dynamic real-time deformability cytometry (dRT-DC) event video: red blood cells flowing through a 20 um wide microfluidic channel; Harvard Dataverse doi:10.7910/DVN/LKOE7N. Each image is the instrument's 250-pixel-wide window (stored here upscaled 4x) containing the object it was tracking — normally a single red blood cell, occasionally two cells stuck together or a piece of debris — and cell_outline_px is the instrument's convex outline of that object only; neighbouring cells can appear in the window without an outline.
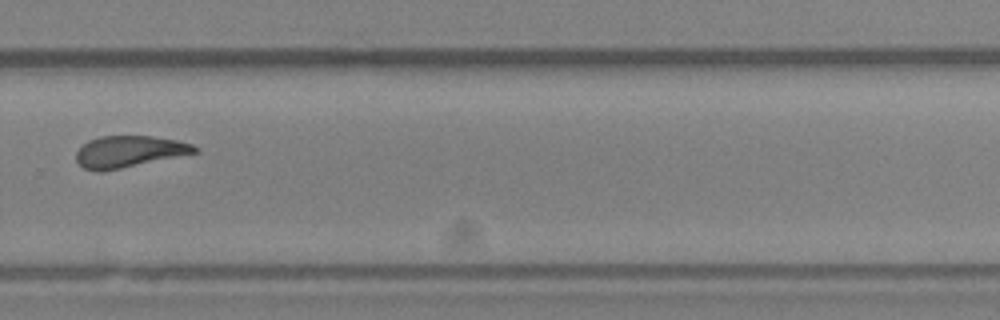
{"species": "Egyptian fruit bat (a non-hibernating species)", "species_latin": "Rousettus aegyptiacus", "temperature_condition": "room temperature", "stored_images_in_passage": 10, "camera_frame_rate_fps": 3000, "um_per_image_px": 0.085, "animal": {"sex": "female"}, "frame": {"image": 1, "passage_image": 10, "time_ms": 3.0, "image_size_px": [1000, 320], "cell_outline_px": [[200, 152], [100, 172], [84, 168], [76, 160], [76, 152], [88, 140], [100, 136], [152, 136], [176, 140], [192, 144], [200, 148]], "centroid_in_image_um": [10.99, 12.87], "position_along_channel_um": 318.8, "area_um2": 21.68}}